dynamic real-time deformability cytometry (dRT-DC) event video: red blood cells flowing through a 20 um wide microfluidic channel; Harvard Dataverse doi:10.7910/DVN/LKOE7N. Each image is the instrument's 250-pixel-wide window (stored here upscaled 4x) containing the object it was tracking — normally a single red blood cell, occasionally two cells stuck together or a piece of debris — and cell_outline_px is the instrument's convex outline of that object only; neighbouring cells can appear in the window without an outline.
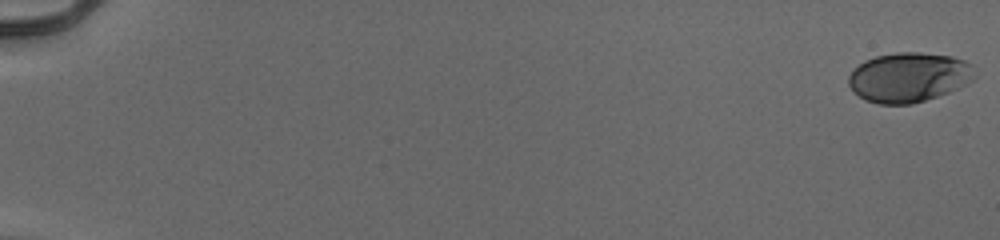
{"species": "human", "species_latin": "Homo sapiens", "temperature_condition": "cold", "stored_images_in_passage": 55, "camera_frame_rate_fps": 3000, "um_per_image_px": 0.085, "donor": {"sex": "male"}, "frame": {"image": 1, "passage_image": 1, "time_ms": 0.0, "image_size_px": [1000, 240], "cell_outline_px": [[976, 76], [968, 84], [948, 92], [912, 104], [880, 104], [868, 100], [852, 92], [848, 84], [848, 76], [864, 60], [876, 56], [896, 52], [920, 52], [952, 56], [964, 60], [972, 64]], "centroid_in_image_um": [77.26, 6.56], "position_along_channel_um": 7.7, "area_um2": 36.53}}
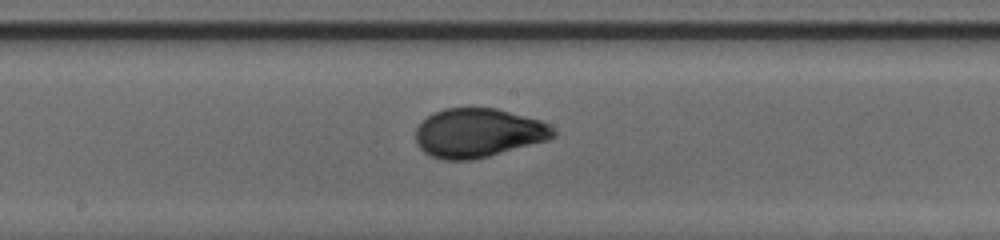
{"frame": {"image": 2, "passage_image": 32, "time_ms": 10.333, "image_size_px": [1000, 240], "cell_outline_px": [[556, 136], [548, 140], [488, 156], [472, 160], [444, 160], [432, 156], [424, 152], [416, 144], [416, 128], [432, 112], [444, 108], [496, 108], [540, 120], [548, 124], [556, 132]], "centroid_in_image_um": [40.64, 11.3], "position_along_channel_um": 207.6, "area_um2": 39.25}}
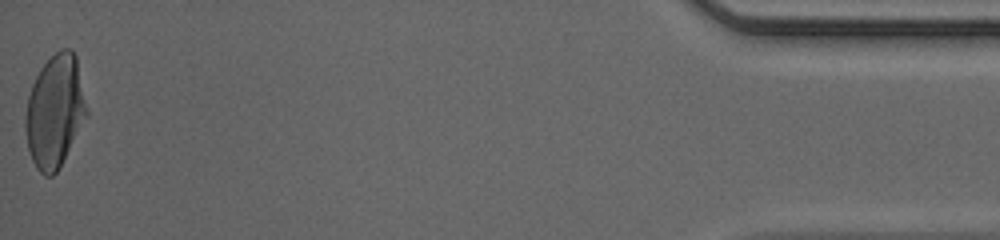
{"frame": {"image": 3, "passage_image": 55, "time_ms": 18.0, "image_size_px": [1000, 240], "cell_outline_px": [[88, 116], [56, 172], [52, 176], [44, 176], [36, 168], [32, 160], [28, 148], [24, 128], [24, 120], [28, 96], [32, 84], [40, 68], [60, 48], [72, 48], [76, 56], [88, 112]], "centroid_in_image_um": [4.66, 9.45], "position_along_channel_um": 430.5, "area_um2": 40.17}, "authors_computed_cell_mechanics": {"area_um2": 38.437, "velocity_mm_per_s": 3.9667, "shape_relaxation_time_tau1_ms": 3.6377, "shape_relaxation_time_tau2_ms": null, "deformation_change_tau1": 0.1642, "deformation_change_tau2": null}}